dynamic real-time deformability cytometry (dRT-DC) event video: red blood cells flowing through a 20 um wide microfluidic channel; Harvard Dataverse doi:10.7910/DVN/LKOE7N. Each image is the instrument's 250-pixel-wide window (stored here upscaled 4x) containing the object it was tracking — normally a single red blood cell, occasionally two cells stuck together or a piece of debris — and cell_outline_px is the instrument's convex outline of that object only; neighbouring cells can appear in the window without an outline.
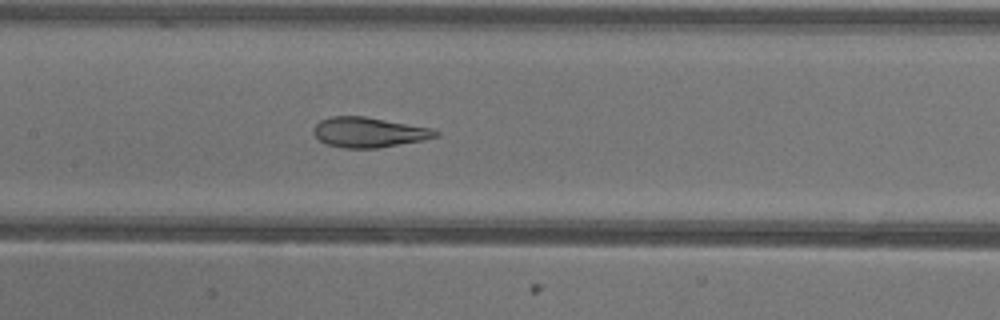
{"species": "common noctule bat (a hibernating species)", "species_latin": "Nyctalus noctula", "temperature_condition": "warm", "stored_images_in_passage": 24, "camera_frame_rate_fps": 3000, "um_per_image_px": 0.085, "animal": {"sex": "female"}, "frame": {"image": 1, "passage_image": 24, "time_ms": 7.667, "image_size_px": [1000, 320], "cell_outline_px": [[440, 136], [424, 140], [380, 148], [344, 148], [324, 144], [312, 132], [312, 128], [320, 120], [328, 116], [364, 116], [432, 128], [440, 132]], "centroid_in_image_um": [31.35, 11.25], "position_along_channel_um": 176.1, "area_um2": 21.68}}